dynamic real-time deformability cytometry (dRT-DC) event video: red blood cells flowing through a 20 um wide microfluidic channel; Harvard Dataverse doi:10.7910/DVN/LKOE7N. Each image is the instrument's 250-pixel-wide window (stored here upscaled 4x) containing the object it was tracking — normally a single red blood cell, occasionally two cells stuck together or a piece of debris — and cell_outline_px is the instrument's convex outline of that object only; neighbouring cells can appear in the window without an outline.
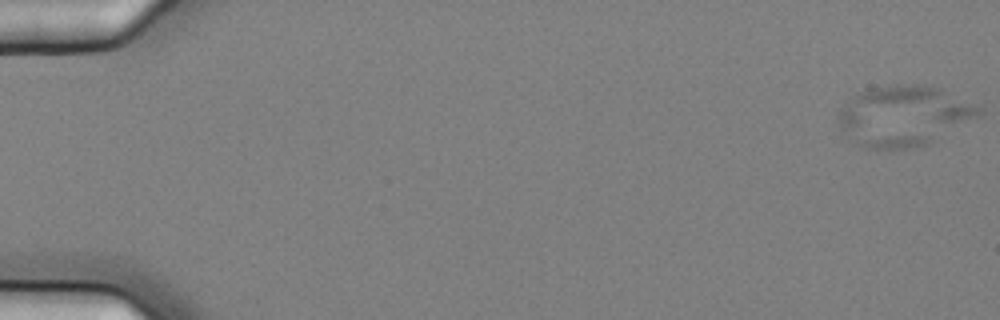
{"species": "common noctule bat (a hibernating species)", "species_latin": "Nyctalus noctula", "temperature_condition": "cold", "stored_images_in_passage": 6, "segment_of_instrument_passage": [1, 2], "camera_frame_rate_fps": 3000, "um_per_image_px": 0.085, "animal": {"sex": "female", "body_mass_g": 25.1}, "frame": {"image": 1, "passage_image": 1, "time_ms": 0.0, "image_size_px": [1000, 320], "cell_outline_px": [[984, 112], [980, 116], [928, 144], [908, 148], [868, 148], [852, 140], [840, 128], [836, 120], [836, 116], [840, 108], [864, 88], [896, 84], [920, 84], [940, 88], [980, 104], [984, 108]], "centroid_in_image_um": [76.87, 9.81], "position_along_channel_um": 8.1, "area_um2": 49.94}}